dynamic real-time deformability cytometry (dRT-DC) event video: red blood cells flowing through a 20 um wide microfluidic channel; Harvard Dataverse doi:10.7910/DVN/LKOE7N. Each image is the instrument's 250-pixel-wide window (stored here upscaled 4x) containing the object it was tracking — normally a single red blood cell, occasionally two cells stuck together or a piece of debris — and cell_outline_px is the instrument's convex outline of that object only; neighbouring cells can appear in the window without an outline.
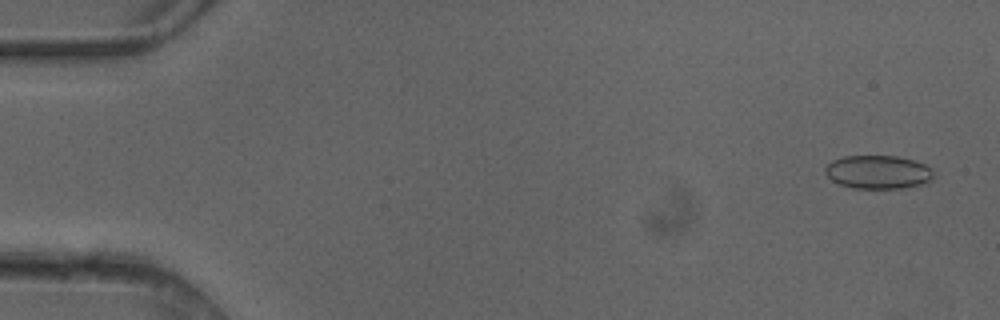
{"species": "common noctule bat (a hibernating species)", "species_latin": "Nyctalus noctula", "temperature_condition": "cold", "stored_images_in_passage": 4, "camera_frame_rate_fps": 3000, "um_per_image_px": 0.085, "animal": {"sex": "female"}, "frame": {"image": 1, "passage_image": 1, "time_ms": 0.0, "image_size_px": [1000, 320], "cell_outline_px": [[936, 176], [928, 184], [904, 188], [852, 188], [840, 184], [832, 180], [824, 172], [824, 168], [832, 160], [844, 156], [896, 156], [912, 160], [924, 164], [932, 168]], "centroid_in_image_um": [74.69, 14.63], "position_along_channel_um": 10.3, "area_um2": 21.44}}
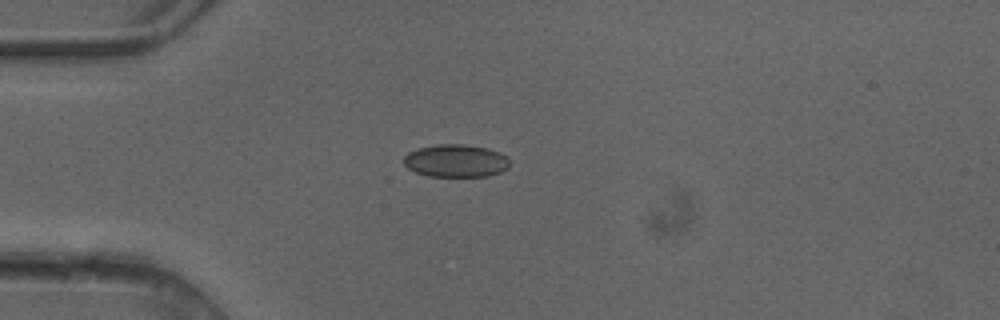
{"frame": {"image": 2, "passage_image": 4, "time_ms": 1.0, "image_size_px": [1000, 320], "cell_outline_px": [[508, 168], [500, 172], [488, 176], [428, 176], [416, 172], [408, 168], [404, 164], [404, 156], [408, 152], [420, 148], [436, 144], [460, 144], [488, 148], [500, 152], [508, 156]], "centroid_in_image_um": [38.76, 13.66], "position_along_channel_um": 46.2, "area_um2": 20.17}}